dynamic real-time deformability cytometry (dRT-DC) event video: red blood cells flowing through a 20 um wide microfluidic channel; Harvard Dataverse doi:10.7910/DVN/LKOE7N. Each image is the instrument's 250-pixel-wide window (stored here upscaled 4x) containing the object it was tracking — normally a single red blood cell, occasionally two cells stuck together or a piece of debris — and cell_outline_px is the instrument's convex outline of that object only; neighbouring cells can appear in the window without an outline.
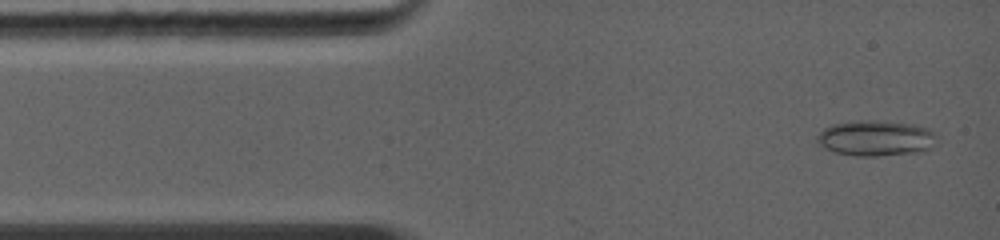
{"species": "common noctule bat (a hibernating species)", "species_latin": "Nyctalus noctula", "temperature_condition": "warm", "stored_images_in_passage": 3, "camera_frame_rate_fps": 5000, "um_per_image_px": 0.085, "animal": {"sex": "female", "body_mass_g": 19.0, "forearm_length_mm": 56.7}, "frame": {"image": 1, "passage_image": 1, "time_ms": 0.0, "image_size_px": [1000, 240], "cell_outline_px": [[936, 144], [932, 148], [924, 152], [876, 156], [856, 156], [832, 152], [824, 148], [816, 140], [816, 136], [824, 128], [832, 124], [860, 120], [872, 120], [916, 124], [928, 128], [936, 136]], "centroid_in_image_um": [74.47, 11.75], "position_along_channel_um": 10.5, "area_um2": 25.2}}